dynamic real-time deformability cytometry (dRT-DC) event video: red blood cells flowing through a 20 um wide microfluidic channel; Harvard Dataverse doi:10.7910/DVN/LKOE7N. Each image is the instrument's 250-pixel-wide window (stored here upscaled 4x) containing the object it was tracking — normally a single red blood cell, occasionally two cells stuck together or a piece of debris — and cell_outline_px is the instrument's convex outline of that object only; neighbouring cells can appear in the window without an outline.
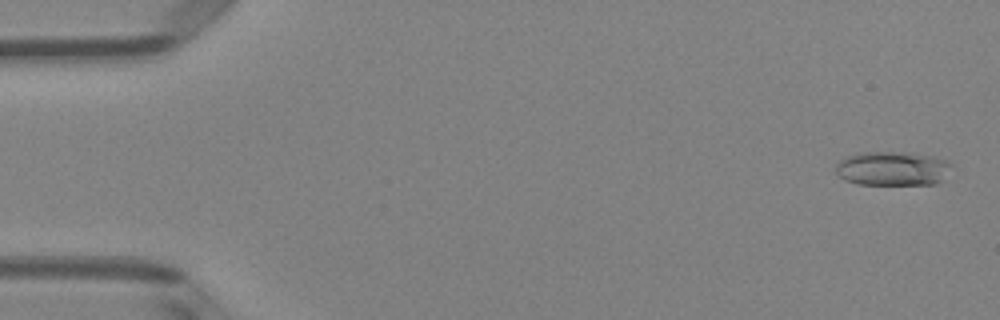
{"species": "Egyptian fruit bat (a non-hibernating species)", "species_latin": "Rousettus aegyptiacus", "temperature_condition": "room temperature", "stored_images_in_passage": 51, "camera_frame_rate_fps": 3000, "um_per_image_px": 0.085, "animal": {"sex": "female"}, "frame": {"image": 1, "passage_image": 2, "time_ms": 0.333, "image_size_px": [1000, 320], "cell_outline_px": [[952, 164], [940, 180], [936, 184], [860, 184], [844, 180], [836, 172], [836, 164], [840, 160], [848, 156], [860, 152], [912, 152], [932, 156], [948, 160]], "centroid_in_image_um": [75.84, 14.31], "position_along_channel_um": 9.2, "area_um2": 22.95}}
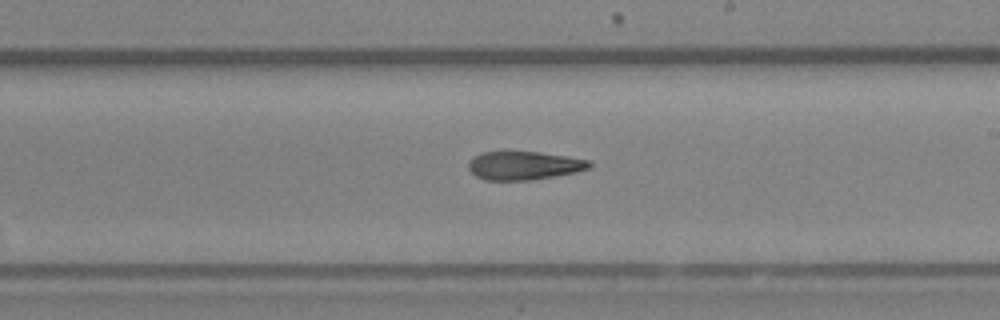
{"frame": {"image": 2, "passage_image": 30, "time_ms": 9.667, "image_size_px": [1000, 320], "cell_outline_px": [[592, 164], [588, 168], [576, 172], [532, 180], [484, 180], [476, 176], [468, 168], [468, 164], [472, 156], [480, 152], [540, 152], [592, 160]], "centroid_in_image_um": [44.53, 14.07], "position_along_channel_um": 244.5, "area_um2": 20.11}}
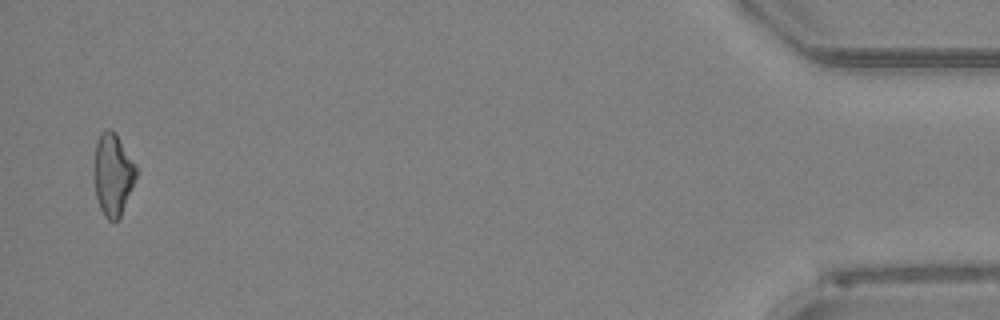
{"frame": {"image": 3, "passage_image": 50, "time_ms": 16.333, "image_size_px": [1000, 320], "cell_outline_px": [[136, 176], [120, 216], [116, 220], [108, 220], [104, 216], [100, 208], [96, 196], [92, 176], [92, 164], [96, 144], [100, 132], [108, 128], [112, 128], [116, 132], [136, 164]], "centroid_in_image_um": [9.55, 14.76], "position_along_channel_um": 425.7, "area_um2": 20.52}, "authors_computed_cell_mechanics": {"area_um2": 20.9236, "velocity_mm_per_s": 4.0088, "shape_relaxation_time_tau1_ms": 6.636, "shape_relaxation_time_tau2_ms": 6.5293, "deformation_change_tau1": 0.1793, "deformation_change_tau2": 0.1986}}